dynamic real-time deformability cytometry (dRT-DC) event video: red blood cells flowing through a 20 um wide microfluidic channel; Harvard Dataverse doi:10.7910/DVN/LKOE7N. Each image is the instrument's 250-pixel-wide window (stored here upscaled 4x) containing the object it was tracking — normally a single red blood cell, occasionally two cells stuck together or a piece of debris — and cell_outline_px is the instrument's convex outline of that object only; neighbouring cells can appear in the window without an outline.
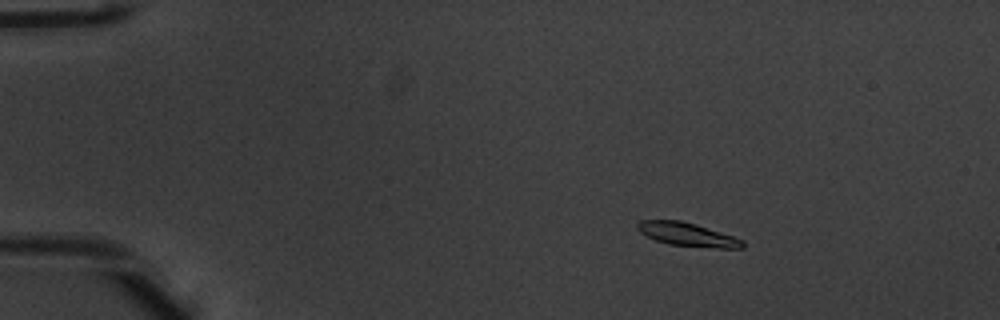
{"species": "common noctule bat (a hibernating species)", "species_latin": "Nyctalus noctula", "temperature_condition": "warm", "stored_images_in_passage": 54, "camera_frame_rate_fps": 3000, "um_per_image_px": 0.085, "animal": {"sex": "male", "body_mass_g": 20.1, "forearm_length_mm": 53.5}, "frame": {"image": 1, "passage_image": 10, "time_ms": 3.0, "image_size_px": [1000, 320], "cell_outline_px": [[744, 248], [716, 248], [668, 244], [656, 240], [640, 232], [636, 228], [636, 224], [640, 220], [680, 220], [696, 224], [744, 240]], "centroid_in_image_um": [58.42, 19.92], "position_along_channel_um": 26.6, "area_um2": 14.28}}
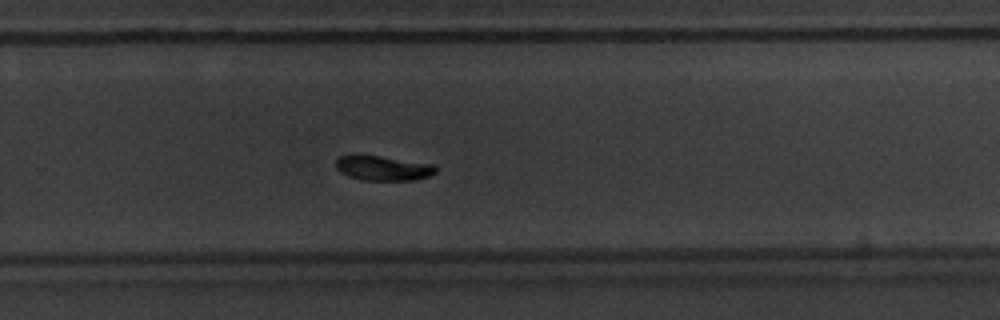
{"frame": {"image": 2, "passage_image": 37, "time_ms": 12.0, "image_size_px": [1000, 320], "cell_outline_px": [[436, 172], [432, 176], [416, 180], [360, 180], [348, 176], [340, 172], [336, 168], [336, 160], [340, 156], [352, 152], [380, 156], [432, 164], [436, 168]], "centroid_in_image_um": [32.5, 14.27], "position_along_channel_um": 297.3, "area_um2": 14.85}}
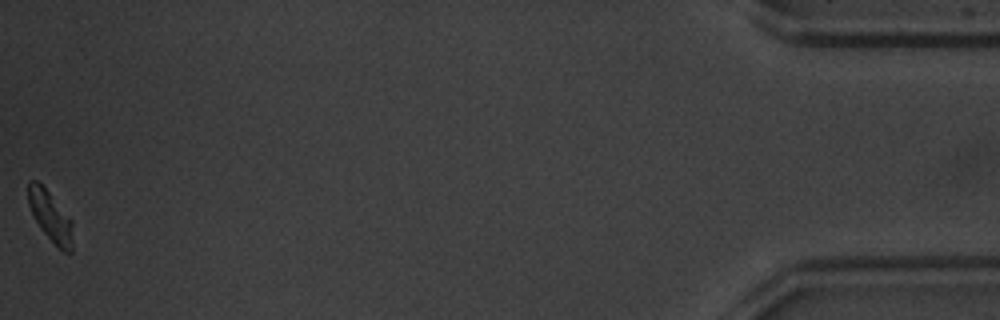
{"frame": {"image": 3, "passage_image": 54, "time_ms": 17.667, "image_size_px": [1000, 320], "cell_outline_px": [[72, 252], [64, 252], [40, 228], [28, 204], [28, 180], [36, 180], [48, 192], [72, 220]], "centroid_in_image_um": [4.28, 18.38], "position_along_channel_um": 430.9, "area_um2": 12.66}, "authors_computed_cell_mechanics": {"area_um2": 14.6812, "velocity_mm_per_s": 3.9087, "shape_relaxation_time_tau1_ms": 2.2419, "shape_relaxation_time_tau2_ms": null, "deformation_change_tau1": 0.1309, "deformation_change_tau2": null}}